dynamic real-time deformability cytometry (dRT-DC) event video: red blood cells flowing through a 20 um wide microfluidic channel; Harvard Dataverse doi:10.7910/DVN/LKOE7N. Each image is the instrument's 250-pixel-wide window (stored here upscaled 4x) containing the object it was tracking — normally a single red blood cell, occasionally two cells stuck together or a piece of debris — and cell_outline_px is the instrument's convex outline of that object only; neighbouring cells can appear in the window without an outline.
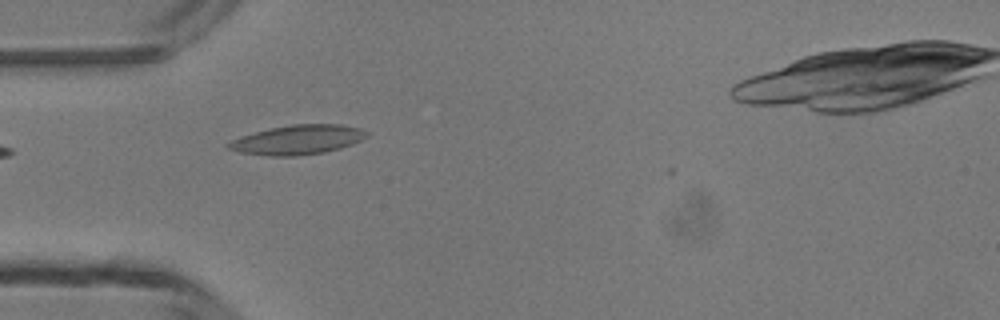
{"species": "common noctule bat (a hibernating species)", "species_latin": "Nyctalus noctula", "temperature_condition": "room temperature", "stored_images_in_passage": 6, "camera_frame_rate_fps": 3000, "um_per_image_px": 0.085, "animal": {"sex": "male", "body_mass_g": 13.3}, "frame": {"image": 1, "passage_image": 4, "time_ms": 4.0, "image_size_px": [1000, 320], "cell_outline_px": [[368, 136], [352, 144], [340, 148], [324, 152], [300, 156], [268, 156], [240, 152], [228, 148], [224, 144], [240, 136], [268, 128], [292, 124], [340, 124], [360, 128], [368, 132]], "centroid_in_image_um": [25.28, 11.88], "position_along_channel_um": 59.7, "area_um2": 23.87}}
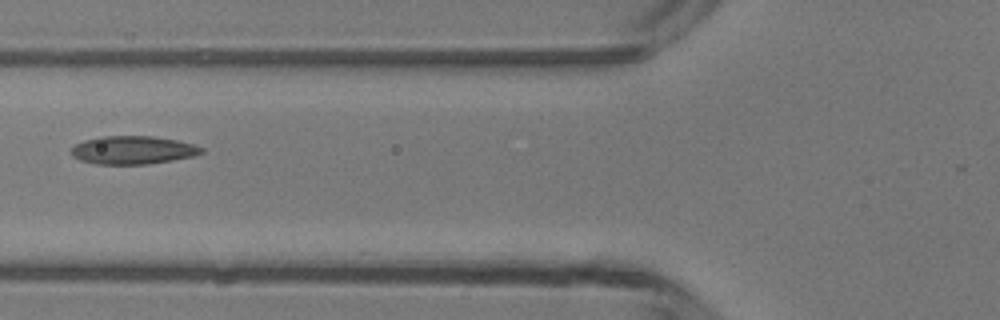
{"frame": {"image": 2, "passage_image": 5, "time_ms": 5.333, "image_size_px": [1000, 320], "cell_outline_px": [[204, 152], [192, 156], [172, 160], [148, 164], [96, 164], [80, 160], [72, 156], [72, 148], [76, 144], [84, 140], [100, 136], [152, 136], [176, 140], [192, 144], [204, 148]], "centroid_in_image_um": [11.28, 12.75], "position_along_channel_um": 114.5, "area_um2": 21.27}}
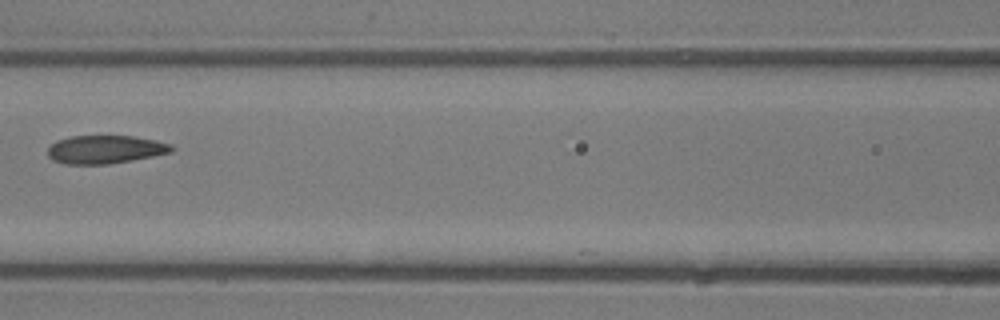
{"frame": {"image": 3, "passage_image": 6, "time_ms": 6.333, "image_size_px": [1000, 320], "cell_outline_px": [[176, 148], [172, 152], [132, 160], [108, 164], [64, 164], [52, 160], [48, 156], [48, 148], [56, 140], [72, 136], [132, 136], [156, 140], [172, 144]], "centroid_in_image_um": [8.95, 12.7], "position_along_channel_um": 157.6, "area_um2": 20.46}}